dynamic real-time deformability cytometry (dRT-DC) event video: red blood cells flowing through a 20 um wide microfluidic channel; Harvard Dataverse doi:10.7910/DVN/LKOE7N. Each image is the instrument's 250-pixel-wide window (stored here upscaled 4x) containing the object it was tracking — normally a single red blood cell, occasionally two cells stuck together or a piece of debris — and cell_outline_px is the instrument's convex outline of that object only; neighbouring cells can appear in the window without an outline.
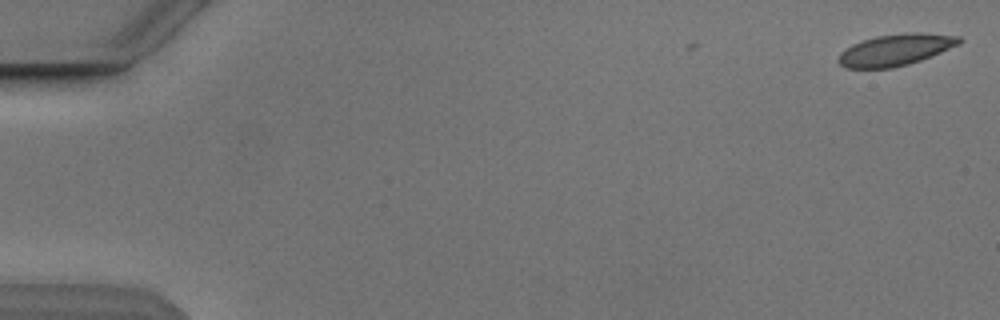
{"species": "Egyptian fruit bat (a non-hibernating species)", "species_latin": "Rousettus aegyptiacus", "temperature_condition": "cold", "stored_images_in_passage": 4, "camera_frame_rate_fps": 3000, "um_per_image_px": 0.085, "animal": {"sex": "male"}, "frame": {"image": 1, "passage_image": 1, "time_ms": 0.0, "image_size_px": [1000, 320], "cell_outline_px": [[964, 40], [960, 44], [932, 56], [908, 64], [892, 68], [844, 68], [836, 60], [840, 52], [852, 44], [876, 36], [908, 32], [920, 32], [960, 36]], "centroid_in_image_um": [76.13, 4.23], "position_along_channel_um": 8.9, "area_um2": 22.37}}
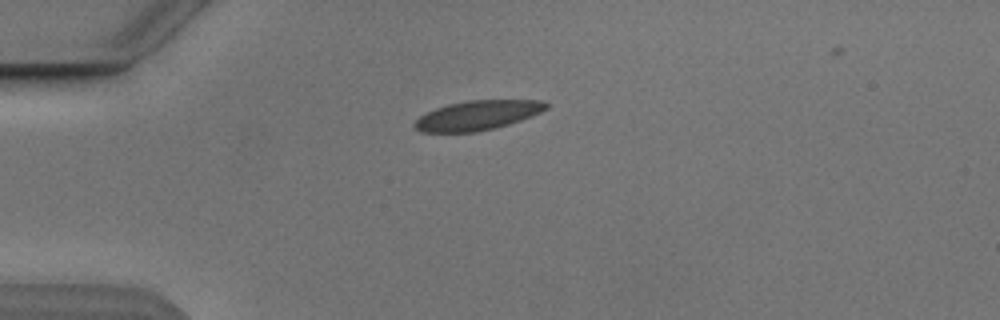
{"frame": {"image": 2, "passage_image": 4, "time_ms": 4.333, "image_size_px": [1000, 320], "cell_outline_px": [[548, 108], [532, 116], [508, 124], [476, 132], [420, 132], [412, 124], [420, 116], [436, 108], [448, 104], [468, 100], [540, 100], [548, 104]], "centroid_in_image_um": [40.58, 9.8], "position_along_channel_um": 44.4, "area_um2": 22.43}}